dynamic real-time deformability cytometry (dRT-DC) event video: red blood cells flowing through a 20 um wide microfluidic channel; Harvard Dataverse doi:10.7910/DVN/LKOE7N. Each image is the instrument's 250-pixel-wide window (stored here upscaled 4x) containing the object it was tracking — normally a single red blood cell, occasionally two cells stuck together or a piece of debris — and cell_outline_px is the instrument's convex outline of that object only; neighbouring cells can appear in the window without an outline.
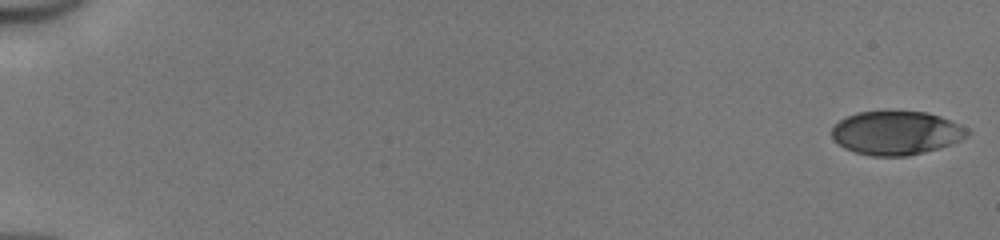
{"species": "human", "species_latin": "Homo sapiens", "temperature_condition": "cold", "stored_images_in_passage": 51, "camera_frame_rate_fps": 3000, "um_per_image_px": 0.085, "donor": {"sex": "male"}, "frame": {"image": 1, "passage_image": 1, "time_ms": 0.0, "image_size_px": [1000, 240], "cell_outline_px": [[972, 132], [968, 136], [960, 140], [924, 152], [908, 156], [872, 156], [856, 152], [844, 148], [832, 136], [832, 128], [840, 120], [856, 112], [928, 112], [940, 116], [960, 124], [968, 128]], "centroid_in_image_um": [76.21, 11.3], "position_along_channel_um": 8.8, "area_um2": 34.22}}
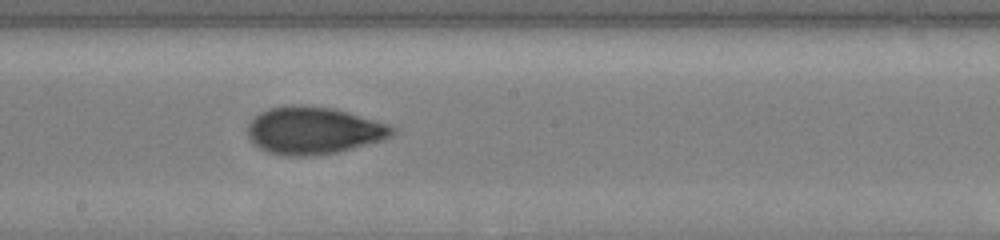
{"frame": {"image": 2, "passage_image": 30, "time_ms": 9.667, "image_size_px": [1000, 240], "cell_outline_px": [[396, 132], [392, 136], [384, 140], [336, 152], [312, 156], [284, 156], [268, 152], [260, 148], [248, 136], [248, 124], [260, 112], [268, 108], [292, 104], [300, 104], [332, 108], [348, 112], [388, 124], [396, 128]], "centroid_in_image_um": [26.67, 11.09], "position_along_channel_um": 221.5, "area_um2": 39.94}}
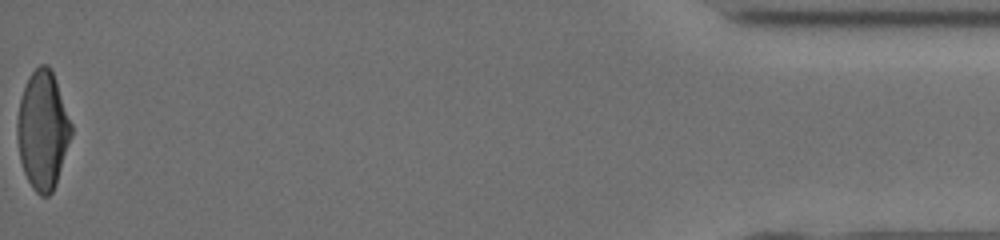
{"frame": {"image": 3, "passage_image": 51, "time_ms": 16.667, "image_size_px": [1000, 240], "cell_outline_px": [[72, 136], [56, 184], [52, 192], [48, 196], [40, 196], [32, 188], [24, 172], [20, 160], [16, 136], [16, 120], [20, 100], [28, 76], [40, 64], [48, 64], [56, 80], [72, 124]], "centroid_in_image_um": [3.63, 11.08], "position_along_channel_um": 431.6, "area_um2": 37.45}, "authors_computed_cell_mechanics": {"area_um2": 37.3388, "velocity_mm_per_s": 4.1777, "shape_relaxation_time_tau1_ms": 3.6265, "shape_relaxation_time_tau2_ms": 1.1579, "deformation_change_tau1": 0.1594, "deformation_change_tau2": 0.0696}}